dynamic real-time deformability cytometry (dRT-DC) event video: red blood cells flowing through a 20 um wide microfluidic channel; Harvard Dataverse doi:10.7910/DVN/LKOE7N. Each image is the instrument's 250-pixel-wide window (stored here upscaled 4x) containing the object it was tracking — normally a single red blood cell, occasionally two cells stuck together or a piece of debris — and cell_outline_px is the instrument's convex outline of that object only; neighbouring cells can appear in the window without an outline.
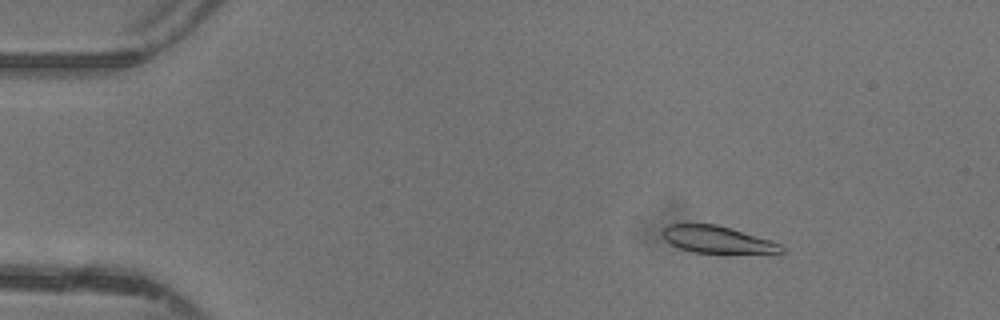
{"species": "common noctule bat (a hibernating species)", "species_latin": "Nyctalus noctula", "temperature_condition": "warm", "stored_images_in_passage": 48, "camera_frame_rate_fps": 3000, "um_per_image_px": 0.085, "animal": {"sex": "female"}, "frame": {"image": 1, "passage_image": 8, "time_ms": 2.333, "image_size_px": [1000, 320], "cell_outline_px": [[788, 252], [692, 252], [680, 248], [664, 240], [660, 232], [668, 224], [716, 224], [732, 228], [772, 240], [780, 244]], "centroid_in_image_um": [60.94, 20.34], "position_along_channel_um": 24.1, "area_um2": 18.55}}
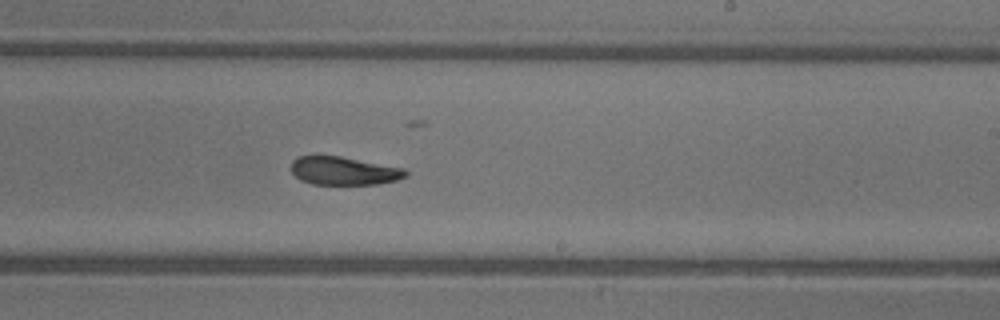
{"frame": {"image": 2, "passage_image": 30, "time_ms": 9.667, "image_size_px": [1000, 320], "cell_outline_px": [[408, 176], [396, 180], [376, 184], [312, 184], [300, 180], [292, 172], [292, 160], [296, 156], [340, 156], [404, 168], [408, 172]], "centroid_in_image_um": [29.23, 14.52], "position_along_channel_um": 259.8, "area_um2": 18.79}}
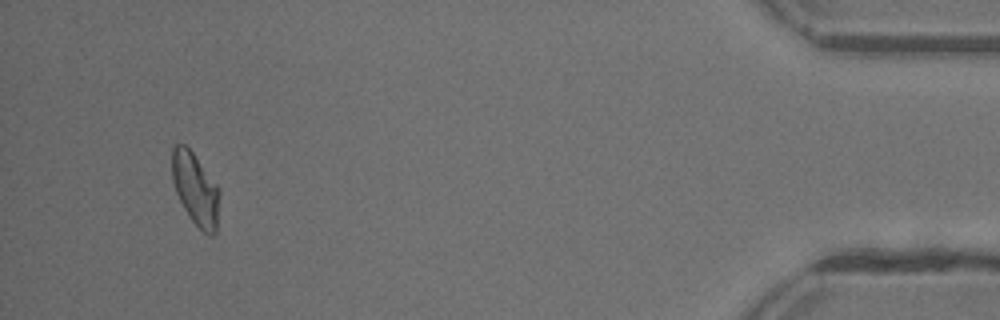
{"frame": {"image": 3, "passage_image": 46, "time_ms": 15.0, "image_size_px": [1000, 320], "cell_outline_px": [[220, 192], [216, 232], [212, 236], [208, 236], [188, 216], [176, 192], [172, 180], [172, 144], [184, 144], [192, 152], [220, 188]], "centroid_in_image_um": [16.62, 16.07], "position_along_channel_um": 418.6, "area_um2": 20.0}, "authors_computed_cell_mechanics": {"area_um2": 20.0566, "velocity_mm_per_s": 4.3684, "shape_relaxation_time_tau1_ms": 6.6495, "shape_relaxation_time_tau2_ms": 2.904, "deformation_change_tau1": 0.2119, "deformation_change_tau2": 0.091}}